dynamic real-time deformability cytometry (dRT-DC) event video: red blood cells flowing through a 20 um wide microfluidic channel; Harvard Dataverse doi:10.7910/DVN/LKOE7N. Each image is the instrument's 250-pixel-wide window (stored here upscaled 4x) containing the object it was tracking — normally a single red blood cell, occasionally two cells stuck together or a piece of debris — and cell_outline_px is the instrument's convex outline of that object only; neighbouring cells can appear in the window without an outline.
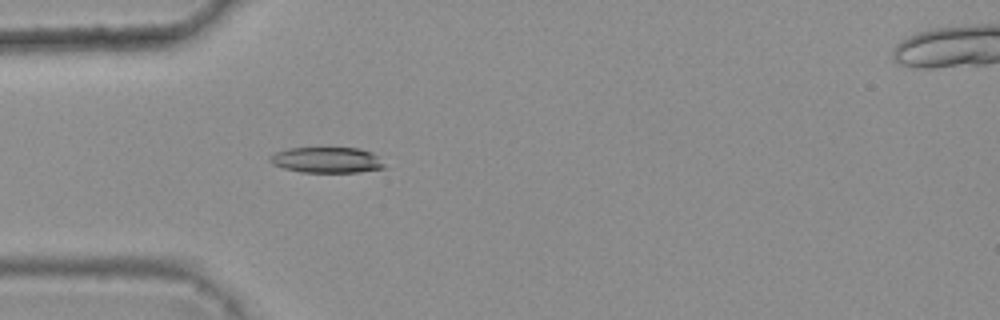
{"species": "common noctule bat (a hibernating species)", "species_latin": "Nyctalus noctula", "temperature_condition": "warm", "stored_images_in_passage": 6, "camera_frame_rate_fps": 3000, "um_per_image_px": 0.085, "animal": {"sex": "female", "body_mass_g": 25.1}, "frame": {"image": 1, "passage_image": 5, "time_ms": 1.333, "image_size_px": [1000, 320], "cell_outline_px": [[388, 168], [360, 172], [300, 172], [284, 168], [272, 164], [268, 160], [268, 156], [276, 152], [288, 148], [360, 148], [372, 152]], "centroid_in_image_um": [27.77, 13.6], "position_along_channel_um": 57.2, "area_um2": 17.28}}